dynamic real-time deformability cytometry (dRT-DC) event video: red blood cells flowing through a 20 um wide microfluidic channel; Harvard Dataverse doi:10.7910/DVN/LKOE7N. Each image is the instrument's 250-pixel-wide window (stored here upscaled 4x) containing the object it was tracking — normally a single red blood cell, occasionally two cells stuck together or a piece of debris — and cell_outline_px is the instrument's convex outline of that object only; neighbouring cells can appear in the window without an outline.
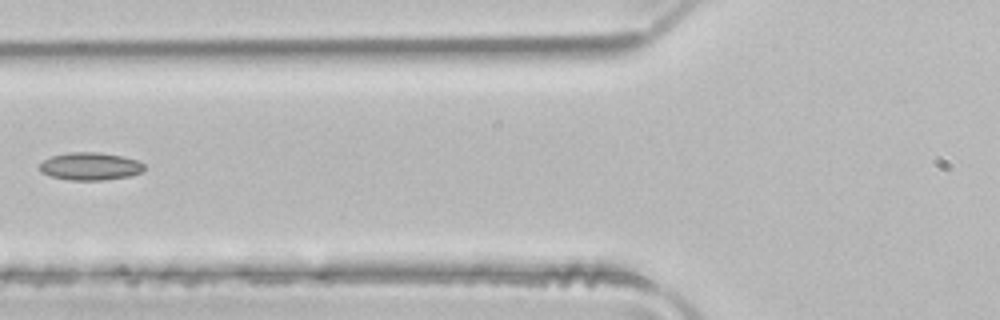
{"species": "common noctule bat (a hibernating species)", "species_latin": "Nyctalus noctula", "temperature_condition": "room temperature", "stored_images_in_passage": 5, "camera_frame_rate_fps": 3000, "um_per_image_px": 0.085, "animal": {"sex": "male", "body_mass_g": 21.5, "forearm_length_mm": 52.0}, "frame": {"image": 1, "passage_image": 5, "time_ms": 1.333, "image_size_px": [1000, 320], "cell_outline_px": [[144, 168], [140, 172], [128, 176], [104, 180], [68, 180], [52, 176], [40, 172], [40, 164], [44, 160], [52, 156], [72, 152], [96, 152], [124, 156], [136, 160], [144, 164]], "centroid_in_image_um": [7.66, 14.13], "position_along_channel_um": 118.1, "area_um2": 16.7}}